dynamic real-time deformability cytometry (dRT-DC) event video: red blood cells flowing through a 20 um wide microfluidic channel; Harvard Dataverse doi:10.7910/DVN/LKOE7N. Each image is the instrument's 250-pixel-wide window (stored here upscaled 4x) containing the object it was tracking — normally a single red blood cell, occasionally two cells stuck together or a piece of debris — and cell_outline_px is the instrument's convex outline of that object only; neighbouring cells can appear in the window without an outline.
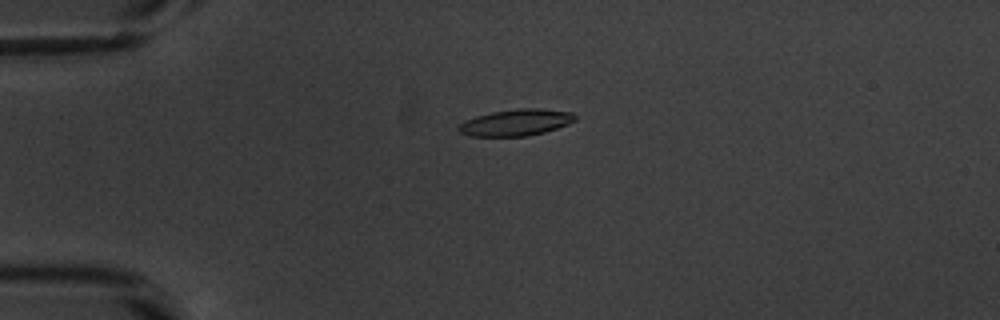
{"species": "common noctule bat (a hibernating species)", "species_latin": "Nyctalus noctula", "temperature_condition": "warm", "stored_images_in_passage": 41, "camera_frame_rate_fps": 3000, "um_per_image_px": 0.085, "animal": {"sex": "male", "body_mass_g": 20.1, "forearm_length_mm": 53.5}, "frame": {"image": 1, "passage_image": 1, "time_ms": 0.0, "image_size_px": [1000, 320], "cell_outline_px": [[576, 120], [568, 124], [544, 132], [528, 136], [468, 136], [460, 132], [456, 128], [464, 120], [476, 116], [492, 112], [520, 108], [536, 108], [572, 112], [576, 116]], "centroid_in_image_um": [43.84, 10.41], "position_along_channel_um": 41.2, "area_um2": 17.98}}
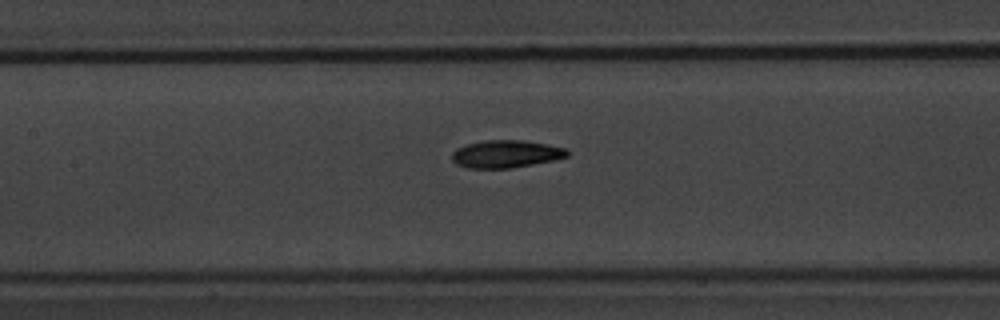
{"frame": {"image": 2, "passage_image": 13, "time_ms": 4.0, "image_size_px": [1000, 320], "cell_outline_px": [[568, 156], [552, 160], [512, 168], [468, 168], [456, 164], [452, 160], [452, 152], [456, 148], [468, 144], [484, 140], [524, 140], [548, 144], [568, 148]], "centroid_in_image_um": [43.0, 13.08], "position_along_channel_um": 164.4, "area_um2": 18.55}}
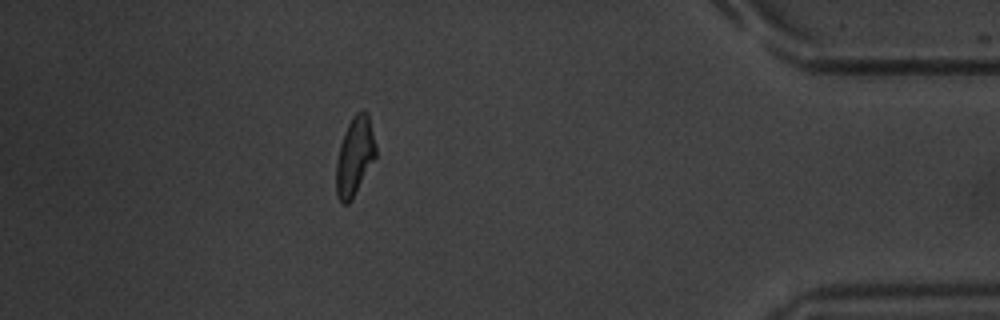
{"frame": {"image": 3, "passage_image": 35, "time_ms": 11.333, "image_size_px": [1000, 320], "cell_outline_px": [[376, 156], [352, 200], [348, 204], [340, 204], [336, 196], [336, 160], [340, 144], [344, 132], [352, 116], [356, 112], [364, 108], [368, 112], [376, 148]], "centroid_in_image_um": [30.13, 13.29], "position_along_channel_um": 405.1, "area_um2": 18.38}, "authors_computed_cell_mechanics": {"area_um2": 18.5538, "velocity_mm_per_s": 3.8492, "shape_relaxation_time_tau1_ms": 3.3966, "shape_relaxation_time_tau2_ms": 3.0469, "deformation_change_tau1": 0.1597, "deformation_change_tau2": 0.0885}}